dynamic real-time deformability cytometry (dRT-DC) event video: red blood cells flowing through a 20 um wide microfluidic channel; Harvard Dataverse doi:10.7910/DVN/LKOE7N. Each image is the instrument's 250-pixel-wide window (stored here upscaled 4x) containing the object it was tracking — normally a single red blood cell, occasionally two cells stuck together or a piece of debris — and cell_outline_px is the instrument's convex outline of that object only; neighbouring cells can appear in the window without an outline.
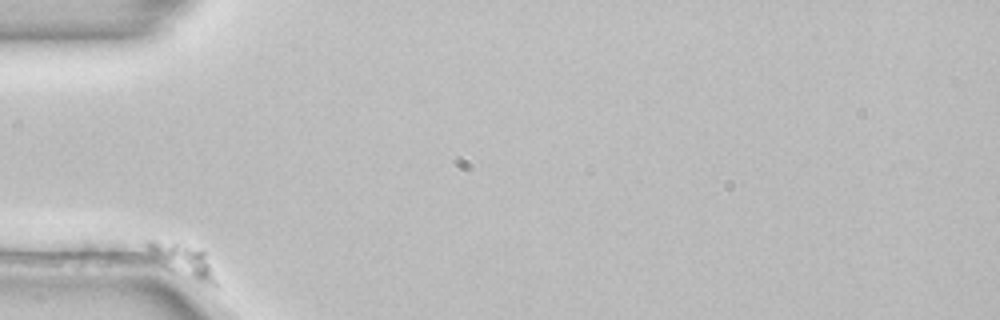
{"species": "common noctule bat (a hibernating species)", "species_latin": "Nyctalus noctula", "temperature_condition": "room temperature", "stored_images_in_passage": 18, "camera_frame_rate_fps": 3000, "um_per_image_px": 0.085, "animal": {"sex": "female", "body_mass_g": 22.7, "forearm_length_mm": 54.2}, "frame": {"image": 1, "passage_image": 1, "time_ms": 0.0, "image_size_px": [1000, 320], "cell_outline_px": [[216, 288], [204, 284], [152, 260], [144, 248], [144, 244], [148, 240], [156, 240], [176, 244], [204, 252], [216, 280]], "centroid_in_image_um": [15.47, 22.15], "position_along_channel_um": 69.5, "area_um2": 12.6}}